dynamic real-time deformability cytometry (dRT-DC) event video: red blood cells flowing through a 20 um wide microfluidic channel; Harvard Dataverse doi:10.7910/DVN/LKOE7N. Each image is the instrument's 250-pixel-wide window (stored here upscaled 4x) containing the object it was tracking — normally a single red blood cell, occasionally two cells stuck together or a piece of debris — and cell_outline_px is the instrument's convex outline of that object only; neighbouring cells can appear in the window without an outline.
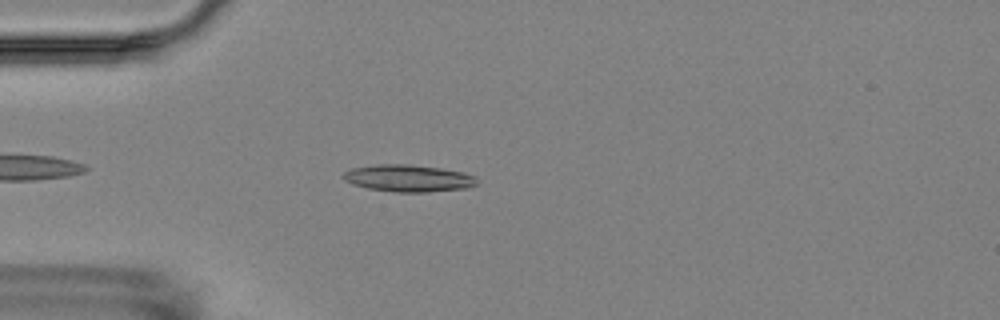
{"species": "Egyptian fruit bat (a non-hibernating species)", "species_latin": "Rousettus aegyptiacus", "temperature_condition": "room temperature", "stored_images_in_passage": 5, "camera_frame_rate_fps": 3000, "um_per_image_px": 0.085, "animal": {"sex": "female"}, "frame": {"image": 1, "passage_image": 5, "time_ms": 4.667, "image_size_px": [1000, 320], "cell_outline_px": [[476, 184], [468, 188], [428, 192], [396, 192], [368, 188], [352, 184], [344, 180], [344, 172], [352, 168], [376, 164], [408, 164], [440, 168], [464, 172], [476, 176]], "centroid_in_image_um": [34.73, 15.15], "position_along_channel_um": 50.3, "area_um2": 21.04}}